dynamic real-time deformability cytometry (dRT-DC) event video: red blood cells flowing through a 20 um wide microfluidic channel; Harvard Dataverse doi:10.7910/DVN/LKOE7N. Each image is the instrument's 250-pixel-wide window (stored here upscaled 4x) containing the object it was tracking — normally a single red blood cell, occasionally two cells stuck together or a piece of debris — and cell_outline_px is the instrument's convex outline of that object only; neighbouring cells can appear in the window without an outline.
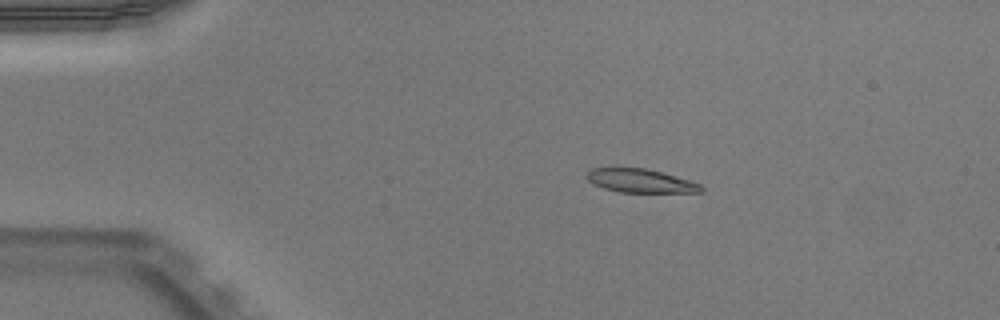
{"species": "Egyptian fruit bat (a non-hibernating species)", "species_latin": "Rousettus aegyptiacus", "temperature_condition": "warm", "stored_images_in_passage": 43, "camera_frame_rate_fps": 3000, "um_per_image_px": 0.085, "animal": {"sex": "male"}, "frame": {"image": 1, "passage_image": 2, "time_ms": 0.333, "image_size_px": [1000, 320], "cell_outline_px": [[704, 192], [620, 192], [604, 188], [592, 184], [584, 176], [592, 168], [644, 168], [660, 172], [688, 180], [700, 184], [704, 188]], "centroid_in_image_um": [54.4, 15.37], "position_along_channel_um": 30.6, "area_um2": 15.55}}
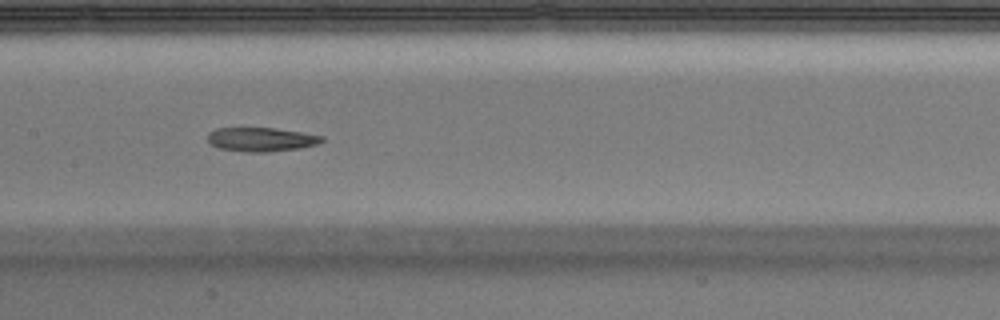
{"frame": {"image": 2, "passage_image": 18, "time_ms": 5.667, "image_size_px": [1000, 320], "cell_outline_px": [[324, 140], [316, 144], [300, 148], [268, 152], [244, 152], [216, 148], [208, 140], [208, 132], [216, 128], [276, 128], [324, 136]], "centroid_in_image_um": [22.17, 11.85], "position_along_channel_um": 185.2, "area_um2": 16.01}}
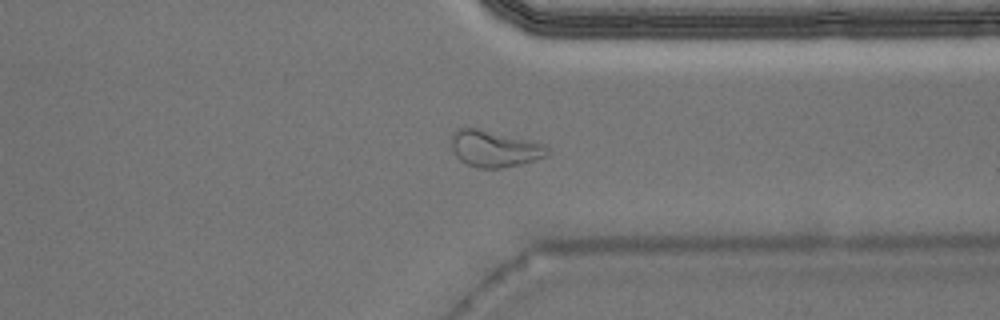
{"frame": {"image": 3, "passage_image": 32, "time_ms": 10.333, "image_size_px": [1000, 320], "cell_outline_px": [[548, 152], [544, 156], [520, 164], [500, 168], [476, 168], [460, 160], [452, 152], [452, 132], [456, 128], [476, 128], [544, 144], [548, 148]], "centroid_in_image_um": [41.96, 12.64], "position_along_channel_um": 369.4, "area_um2": 20.0}, "authors_computed_cell_mechanics": {"area_um2": 16.5886, "velocity_mm_per_s": 3.9544, "shape_relaxation_time_tau1_ms": null, "shape_relaxation_time_tau2_ms": 3.5756, "deformation_change_tau1": null, "deformation_change_tau2": 0.1202}}